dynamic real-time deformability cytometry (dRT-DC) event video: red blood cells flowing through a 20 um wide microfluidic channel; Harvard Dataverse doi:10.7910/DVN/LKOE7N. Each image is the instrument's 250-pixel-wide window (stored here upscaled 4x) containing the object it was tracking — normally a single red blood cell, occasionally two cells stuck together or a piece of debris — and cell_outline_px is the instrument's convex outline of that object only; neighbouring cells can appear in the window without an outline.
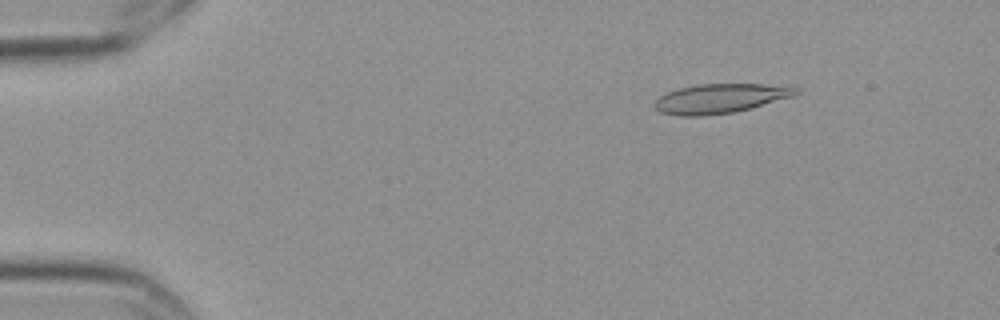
{"species": "Egyptian fruit bat (a non-hibernating species)", "species_latin": "Rousettus aegyptiacus", "temperature_condition": "cold", "stored_images_in_passage": 8, "camera_frame_rate_fps": 3000, "um_per_image_px": 0.085, "frame": {"image": 1, "passage_image": 3, "time_ms": 0.667, "image_size_px": [1000, 320], "cell_outline_px": [[800, 92], [792, 96], [752, 108], [736, 112], [704, 116], [680, 116], [660, 112], [652, 104], [660, 96], [668, 92], [680, 88], [700, 84], [764, 84], [800, 88]], "centroid_in_image_um": [61.21, 8.38], "position_along_channel_um": 23.8, "area_um2": 24.16}}
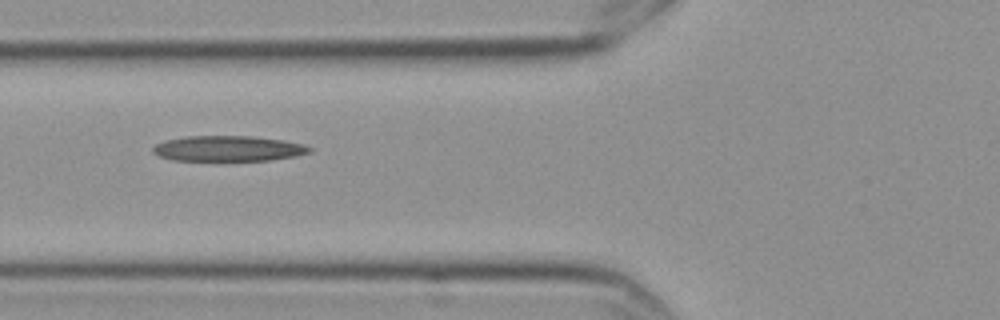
{"frame": {"image": 2, "passage_image": 7, "time_ms": 2.0, "image_size_px": [1000, 320], "cell_outline_px": [[312, 152], [296, 156], [272, 160], [172, 160], [160, 156], [152, 152], [152, 148], [156, 144], [164, 140], [184, 136], [252, 136], [284, 140], [304, 144], [312, 148]], "centroid_in_image_um": [19.41, 12.62], "position_along_channel_um": 106.4, "area_um2": 23.35}}
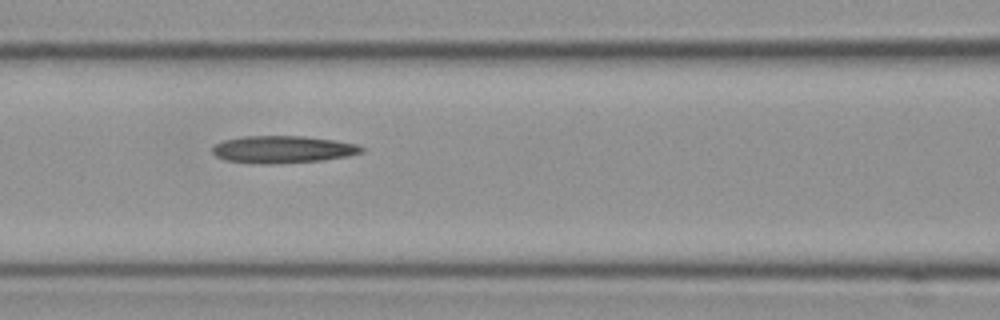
{"frame": {"image": 3, "passage_image": 8, "time_ms": 2.333, "image_size_px": [1000, 320], "cell_outline_px": [[364, 152], [348, 156], [324, 160], [276, 164], [260, 164], [224, 160], [216, 156], [212, 152], [212, 148], [216, 144], [224, 140], [244, 136], [304, 136], [336, 140], [356, 144], [364, 148]], "centroid_in_image_um": [24.05, 12.7], "position_along_channel_um": 142.6, "area_um2": 23.87}}